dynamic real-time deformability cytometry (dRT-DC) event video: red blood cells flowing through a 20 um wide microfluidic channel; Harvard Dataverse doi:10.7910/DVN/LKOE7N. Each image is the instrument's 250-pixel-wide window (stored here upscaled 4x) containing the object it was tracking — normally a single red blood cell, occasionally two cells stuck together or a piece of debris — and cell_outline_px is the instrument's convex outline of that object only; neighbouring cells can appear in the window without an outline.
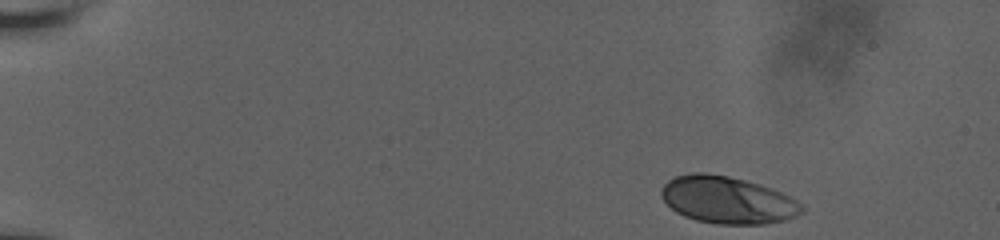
{"species": "human", "species_latin": "Homo sapiens", "temperature_condition": "room temperature", "stored_images_in_passage": 44, "camera_frame_rate_fps": 3000, "um_per_image_px": 0.085, "donor": {"sex": "male"}, "frame": {"image": 1, "passage_image": 1, "time_ms": 0.0, "image_size_px": [1000, 240], "cell_outline_px": [[804, 212], [796, 216], [784, 220], [764, 224], [716, 224], [696, 220], [684, 216], [676, 212], [660, 196], [660, 188], [668, 180], [676, 176], [692, 172], [704, 172], [728, 176], [744, 180], [780, 192], [796, 200], [804, 208]], "centroid_in_image_um": [61.8, 17.0], "position_along_channel_um": 23.2, "area_um2": 38.44}}
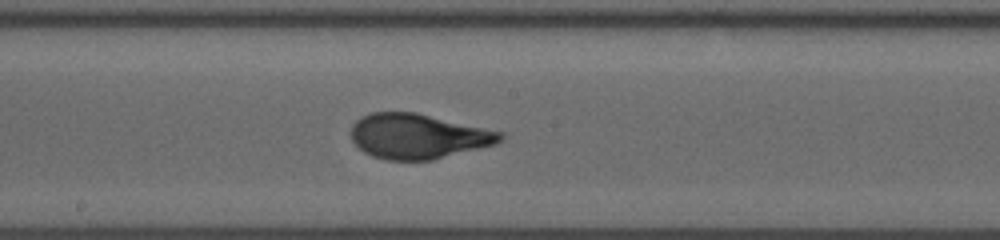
{"frame": {"image": 2, "passage_image": 26, "time_ms": 8.333, "image_size_px": [1000, 240], "cell_outline_px": [[504, 136], [496, 144], [432, 160], [384, 160], [372, 156], [364, 152], [352, 140], [352, 124], [360, 116], [372, 112], [416, 112], [504, 132]], "centroid_in_image_um": [35.53, 11.57], "position_along_channel_um": 212.7, "area_um2": 39.13}}
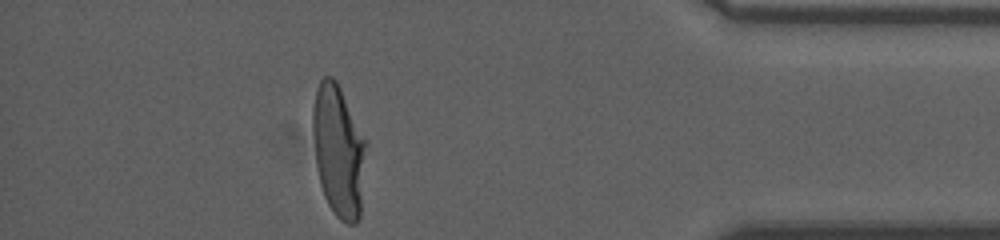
{"frame": {"image": 3, "passage_image": 44, "time_ms": 14.333, "image_size_px": [1000, 240], "cell_outline_px": [[368, 140], [360, 216], [356, 224], [348, 224], [340, 220], [336, 216], [328, 204], [324, 196], [320, 184], [316, 164], [312, 128], [312, 108], [316, 88], [320, 80], [324, 76], [332, 76], [336, 80]], "centroid_in_image_um": [28.8, 12.8], "position_along_channel_um": 406.4, "area_um2": 41.79}, "authors_computed_cell_mechanics": {"area_um2": 38.6971, "velocity_mm_per_s": 3.802, "shape_relaxation_time_tau1_ms": 4.8907, "shape_relaxation_time_tau2_ms": null, "deformation_change_tau1": 0.1962, "deformation_change_tau2": null}}